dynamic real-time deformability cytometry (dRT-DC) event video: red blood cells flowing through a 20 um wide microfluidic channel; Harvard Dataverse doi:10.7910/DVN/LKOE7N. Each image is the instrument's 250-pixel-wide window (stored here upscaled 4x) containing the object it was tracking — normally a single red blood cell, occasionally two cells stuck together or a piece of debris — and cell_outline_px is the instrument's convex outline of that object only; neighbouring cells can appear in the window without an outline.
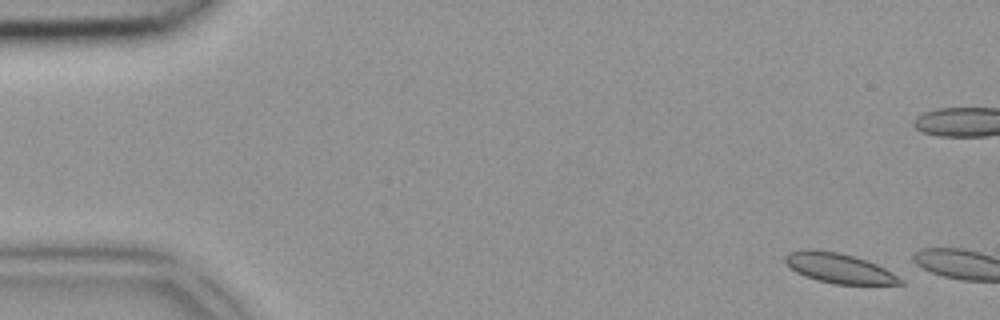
{"species": "common noctule bat (a hibernating species)", "species_latin": "Nyctalus noctula", "temperature_condition": "room temperature", "stored_images_in_passage": 2, "camera_frame_rate_fps": 3000, "um_per_image_px": 0.085, "animal": {"sex": "female", "body_mass_g": 18.4}, "frame": {"image": 1, "passage_image": 1, "time_ms": 0.0, "image_size_px": [1000, 320], "cell_outline_px": [[904, 284], [836, 284], [816, 280], [804, 276], [796, 272], [784, 260], [784, 256], [788, 252], [808, 248], [836, 252], [852, 256], [876, 264], [884, 268], [904, 280]], "centroid_in_image_um": [71.28, 22.79], "position_along_channel_um": 13.7, "area_um2": 19.83}}